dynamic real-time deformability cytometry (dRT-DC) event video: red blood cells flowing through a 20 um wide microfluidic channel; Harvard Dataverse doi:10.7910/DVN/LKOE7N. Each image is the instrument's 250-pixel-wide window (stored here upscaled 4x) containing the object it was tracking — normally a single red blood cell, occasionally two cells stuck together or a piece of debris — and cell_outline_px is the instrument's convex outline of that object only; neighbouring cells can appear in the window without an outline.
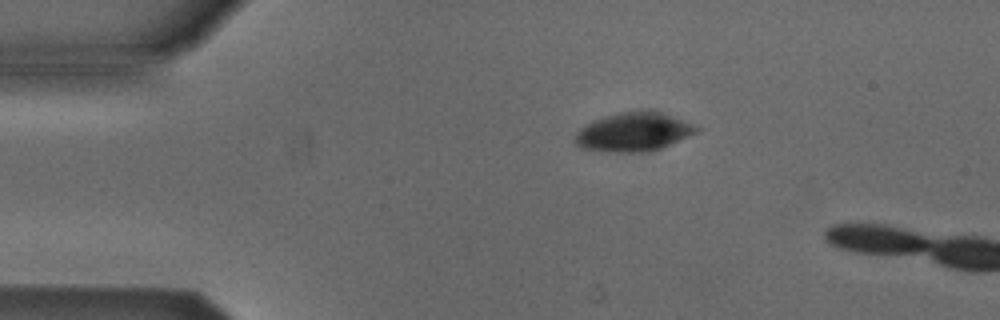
{"species": "Egyptian fruit bat (a non-hibernating species)", "species_latin": "Rousettus aegyptiacus", "temperature_condition": "cold", "stored_images_in_passage": 3, "camera_frame_rate_fps": 3000, "um_per_image_px": 0.085, "animal": {"sex": "male"}, "frame": {"image": 1, "passage_image": 1, "time_ms": 0.0, "image_size_px": [1000, 320], "cell_outline_px": [[704, 128], [688, 136], [660, 148], [648, 152], [608, 152], [580, 148], [576, 144], [576, 136], [580, 128], [596, 120], [608, 116], [624, 112], [660, 112]], "centroid_in_image_um": [53.87, 11.25], "position_along_channel_um": 31.1, "area_um2": 26.65}}